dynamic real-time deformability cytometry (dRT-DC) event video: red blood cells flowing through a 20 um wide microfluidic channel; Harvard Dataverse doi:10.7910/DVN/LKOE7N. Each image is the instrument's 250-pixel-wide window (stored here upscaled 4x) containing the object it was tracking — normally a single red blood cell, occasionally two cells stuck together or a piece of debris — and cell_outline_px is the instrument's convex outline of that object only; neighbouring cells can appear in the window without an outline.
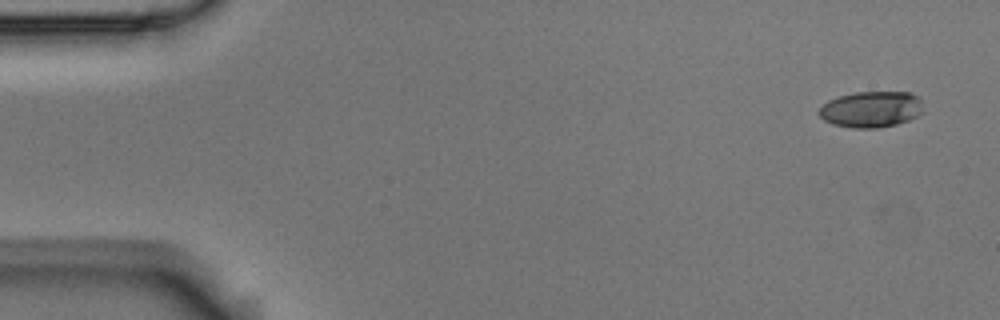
{"species": "Egyptian fruit bat (a non-hibernating species)", "species_latin": "Rousettus aegyptiacus", "temperature_condition": "room temperature", "stored_images_in_passage": 5, "camera_frame_rate_fps": 3000, "um_per_image_px": 0.085, "animal": {"sex": "male"}, "frame": {"image": 1, "passage_image": 1, "time_ms": 0.0, "image_size_px": [1000, 320], "cell_outline_px": [[924, 112], [908, 120], [896, 124], [876, 128], [856, 128], [832, 124], [824, 120], [816, 112], [828, 100], [840, 96], [856, 92], [908, 92], [916, 96], [920, 100]], "centroid_in_image_um": [74.04, 9.29], "position_along_channel_um": 11.0, "area_um2": 21.85}}
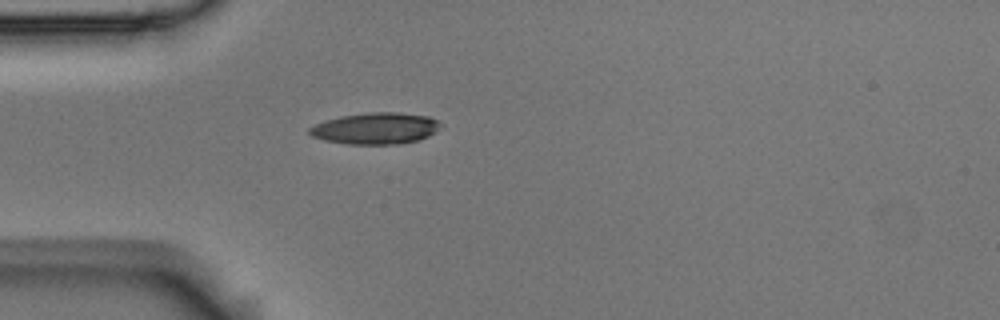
{"frame": {"image": 2, "passage_image": 5, "time_ms": 1.333, "image_size_px": [1000, 320], "cell_outline_px": [[440, 128], [436, 132], [420, 140], [400, 144], [348, 144], [324, 140], [312, 136], [308, 132], [308, 128], [324, 120], [340, 116], [368, 112], [396, 112], [428, 116], [436, 120], [440, 124]], "centroid_in_image_um": [31.92, 10.91], "position_along_channel_um": 53.1, "area_um2": 24.16}}